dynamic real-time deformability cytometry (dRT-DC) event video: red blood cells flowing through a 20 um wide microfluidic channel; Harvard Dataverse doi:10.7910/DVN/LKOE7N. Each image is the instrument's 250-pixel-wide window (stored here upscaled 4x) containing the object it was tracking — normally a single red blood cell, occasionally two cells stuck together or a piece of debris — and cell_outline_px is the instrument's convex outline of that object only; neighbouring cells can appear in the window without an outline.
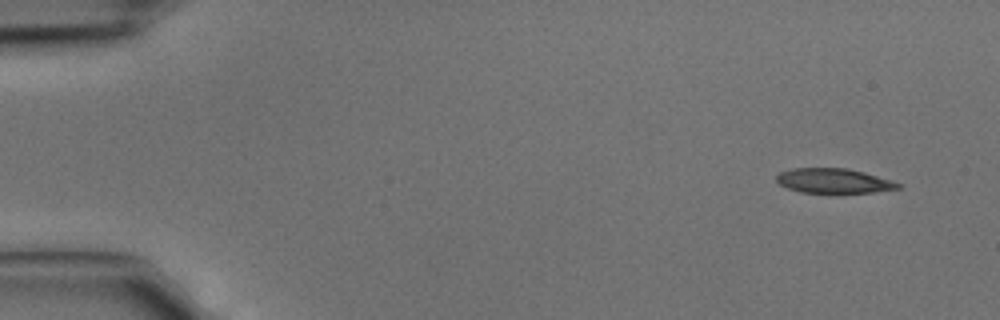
{"species": "common noctule bat (a hibernating species)", "species_latin": "Nyctalus noctula", "temperature_condition": "cold", "stored_images_in_passage": 5, "camera_frame_rate_fps": 3000, "um_per_image_px": 0.085, "animal": {"sex": "male", "body_mass_g": 15.6}, "frame": {"image": 1, "passage_image": 1, "time_ms": 0.0, "image_size_px": [1000, 320], "cell_outline_px": [[904, 184], [900, 188], [872, 192], [840, 196], [800, 192], [788, 188], [780, 184], [776, 180], [776, 176], [780, 172], [792, 168], [848, 168], [864, 172], [892, 180]], "centroid_in_image_um": [70.9, 15.42], "position_along_channel_um": 14.1, "area_um2": 18.44}}
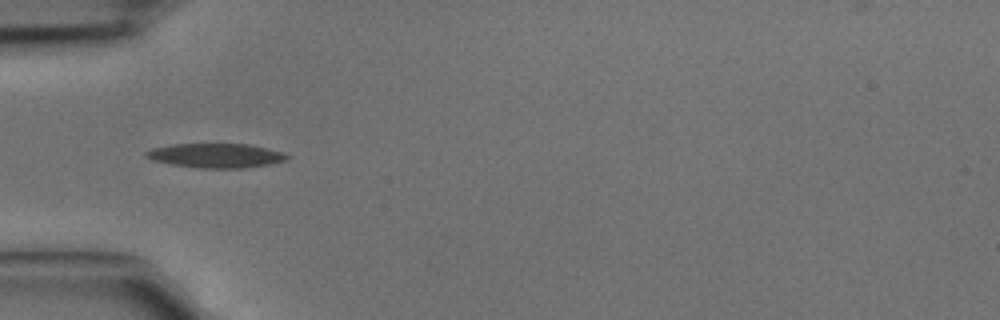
{"frame": {"image": 2, "passage_image": 4, "time_ms": 1.0, "image_size_px": [1000, 320], "cell_outline_px": [[288, 156], [284, 160], [268, 164], [244, 168], [200, 168], [172, 164], [152, 160], [144, 156], [144, 152], [152, 148], [176, 144], [248, 144], [268, 148], [284, 152]], "centroid_in_image_um": [18.32, 13.22], "position_along_channel_um": 66.7, "area_um2": 19.83}}